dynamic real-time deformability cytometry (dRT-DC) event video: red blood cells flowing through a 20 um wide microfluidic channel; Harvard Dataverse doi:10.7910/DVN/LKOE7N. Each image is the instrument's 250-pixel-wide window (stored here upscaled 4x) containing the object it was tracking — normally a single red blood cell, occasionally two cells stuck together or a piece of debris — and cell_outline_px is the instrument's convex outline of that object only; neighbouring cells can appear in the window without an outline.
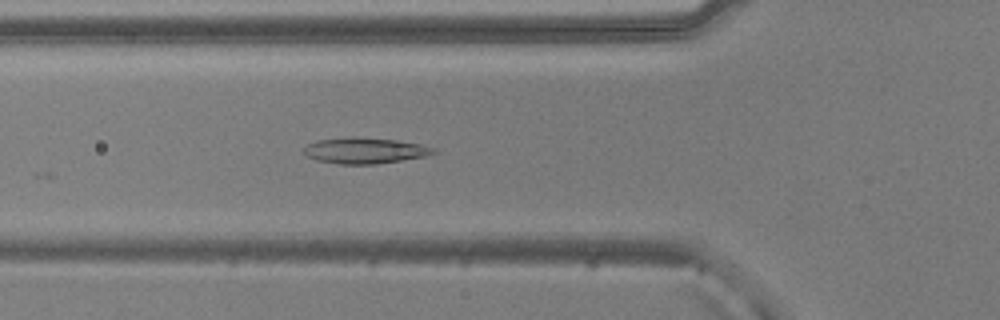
{"species": "common noctule bat (a hibernating species)", "species_latin": "Nyctalus noctula", "temperature_condition": "warm", "stored_images_in_passage": 41, "camera_frame_rate_fps": 3000, "um_per_image_px": 0.085, "animal": {"sex": "male", "body_mass_g": 20.5, "forearm_length_mm": 52.5}, "frame": {"image": 1, "passage_image": 7, "time_ms": 2.0, "image_size_px": [1000, 320], "cell_outline_px": [[440, 152], [424, 156], [376, 164], [340, 164], [316, 160], [308, 156], [304, 152], [304, 148], [308, 144], [316, 140], [352, 136], [396, 140], [420, 144], [436, 148]], "centroid_in_image_um": [31.03, 12.79], "position_along_channel_um": 94.8, "area_um2": 19.59}}
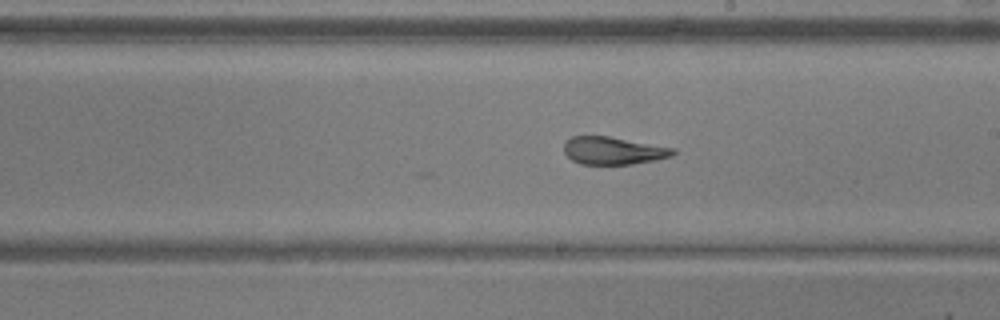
{"frame": {"image": 2, "passage_image": 18, "time_ms": 5.667, "image_size_px": [1000, 320], "cell_outline_px": [[676, 152], [672, 156], [656, 160], [632, 164], [580, 164], [572, 160], [564, 152], [564, 144], [572, 136], [608, 136], [676, 148]], "centroid_in_image_um": [52.15, 12.81], "position_along_channel_um": 236.8, "area_um2": 17.57}}
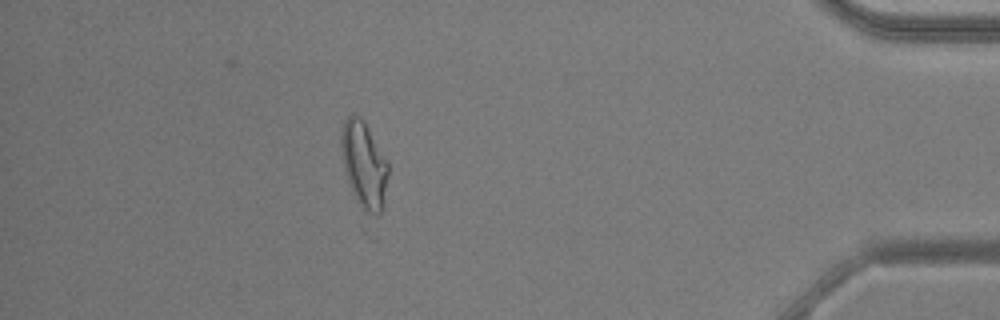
{"frame": {"image": 3, "passage_image": 35, "time_ms": 11.333, "image_size_px": [1000, 320], "cell_outline_px": [[388, 176], [380, 212], [376, 216], [368, 220], [360, 208], [356, 200], [348, 180], [344, 168], [340, 144], [340, 136], [344, 120], [352, 112], [360, 116], [364, 120], [388, 160]], "centroid_in_image_um": [30.93, 14.01], "position_along_channel_um": 404.3, "area_um2": 24.1}, "authors_computed_cell_mechanics": {"area_um2": 18.9584, "velocity_mm_per_s": 3.8575, "shape_relaxation_time_tau1_ms": null, "shape_relaxation_time_tau2_ms": 1.4137, "deformation_change_tau1": null, "deformation_change_tau2": 0.0951}}